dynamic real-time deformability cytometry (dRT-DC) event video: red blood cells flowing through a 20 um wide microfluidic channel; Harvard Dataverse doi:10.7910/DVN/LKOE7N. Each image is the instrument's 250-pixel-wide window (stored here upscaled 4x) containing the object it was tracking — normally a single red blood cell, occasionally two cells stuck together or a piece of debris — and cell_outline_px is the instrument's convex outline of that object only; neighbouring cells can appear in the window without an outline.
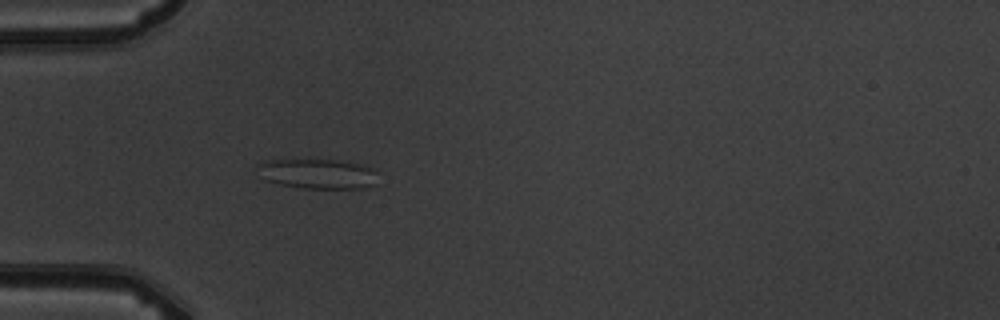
{"species": "common noctule bat (a hibernating species)", "species_latin": "Nyctalus noctula", "temperature_condition": "warm", "stored_images_in_passage": 5, "camera_frame_rate_fps": 3000, "um_per_image_px": 0.085, "animal": {"sex": "male", "body_mass_g": 19.5, "forearm_length_mm": 54.6}, "frame": {"image": 1, "passage_image": 5, "time_ms": 4.667, "image_size_px": [1000, 320], "cell_outline_px": [[376, 172], [372, 184], [360, 188], [300, 188], [280, 184], [264, 180], [260, 176], [256, 164], [268, 160], [344, 160], [360, 164], [372, 168]], "centroid_in_image_um": [26.93, 14.76], "position_along_channel_um": 58.1, "area_um2": 20.81}}